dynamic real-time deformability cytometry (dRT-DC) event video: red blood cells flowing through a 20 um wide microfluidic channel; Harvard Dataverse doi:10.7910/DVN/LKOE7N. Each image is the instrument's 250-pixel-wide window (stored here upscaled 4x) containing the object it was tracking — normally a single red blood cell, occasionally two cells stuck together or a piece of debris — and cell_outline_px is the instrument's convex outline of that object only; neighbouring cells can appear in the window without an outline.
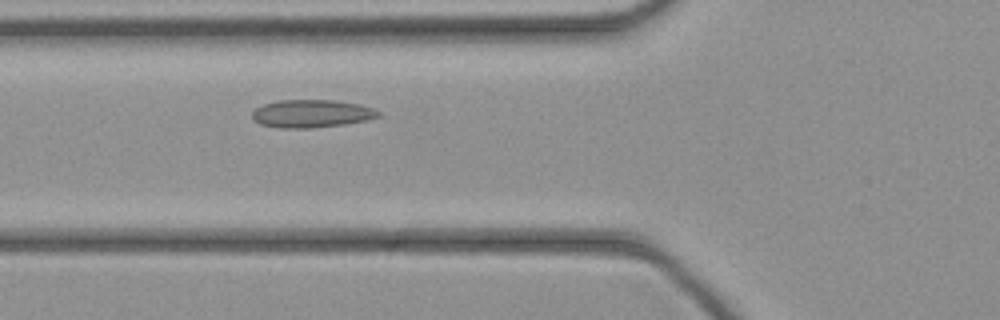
{"species": "common noctule bat (a hibernating species)", "species_latin": "Nyctalus noctula", "temperature_condition": "cold", "stored_images_in_passage": 39, "camera_frame_rate_fps": 3000, "um_per_image_px": 0.085, "animal": {"sex": "female", "body_mass_g": 21.9}, "frame": {"image": 1, "passage_image": 10, "time_ms": 3.0, "image_size_px": [1000, 320], "cell_outline_px": [[380, 116], [368, 120], [344, 124], [312, 128], [280, 128], [260, 124], [252, 120], [252, 112], [256, 108], [264, 104], [280, 100], [332, 100], [360, 104], [372, 108], [380, 112]], "centroid_in_image_um": [26.47, 9.66], "position_along_channel_um": 99.3, "area_um2": 20.52}}
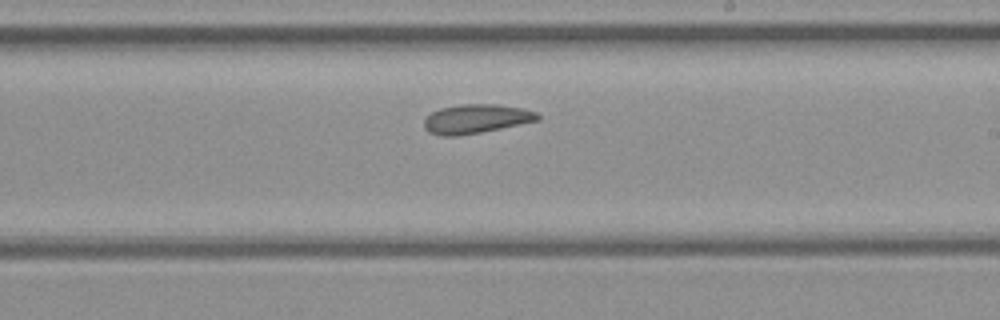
{"frame": {"image": 2, "passage_image": 20, "time_ms": 6.333, "image_size_px": [1000, 320], "cell_outline_px": [[540, 120], [460, 136], [440, 136], [428, 132], [424, 128], [424, 120], [432, 112], [440, 108], [460, 104], [496, 104], [524, 108], [536, 112], [540, 116]], "centroid_in_image_um": [40.45, 10.1], "position_along_channel_um": 248.5, "area_um2": 19.31}}
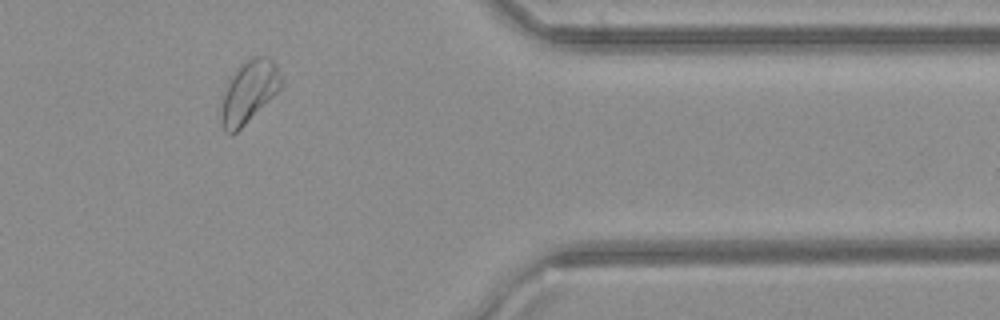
{"frame": {"image": 3, "passage_image": 31, "time_ms": 10.0, "image_size_px": [1000, 320], "cell_outline_px": [[280, 88], [232, 136], [228, 136], [224, 132], [220, 120], [220, 108], [224, 92], [228, 80], [240, 64], [252, 56], [268, 56], [276, 64], [280, 76]], "centroid_in_image_um": [21.09, 7.81], "position_along_channel_um": 390.3, "area_um2": 21.5}}